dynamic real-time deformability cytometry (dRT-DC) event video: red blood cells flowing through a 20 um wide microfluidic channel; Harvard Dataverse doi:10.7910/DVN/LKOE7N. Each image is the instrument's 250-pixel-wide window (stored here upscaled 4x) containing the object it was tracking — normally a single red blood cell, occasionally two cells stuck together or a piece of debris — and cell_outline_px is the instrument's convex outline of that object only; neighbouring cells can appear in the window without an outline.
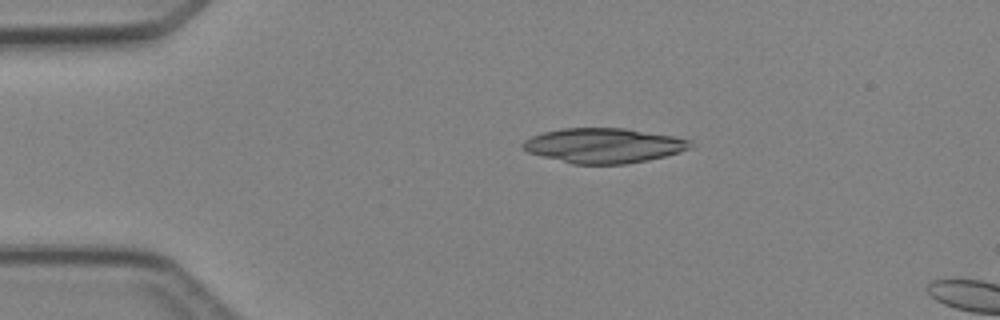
{"species": "Egyptian fruit bat (a non-hibernating species)", "species_latin": "Rousettus aegyptiacus", "temperature_condition": "cold", "stored_images_in_passage": 3, "camera_frame_rate_fps": 3000, "um_per_image_px": 0.085, "animal": {"sex": "female"}, "frame": {"image": 1, "passage_image": 2, "time_ms": 1.333, "image_size_px": [1000, 320], "cell_outline_px": [[692, 148], [680, 152], [648, 160], [624, 164], [572, 164], [528, 152], [520, 148], [520, 144], [524, 140], [532, 136], [544, 132], [560, 128], [624, 128], [672, 136], [692, 140]], "centroid_in_image_um": [51.29, 12.37], "position_along_channel_um": 33.7, "area_um2": 34.04}}